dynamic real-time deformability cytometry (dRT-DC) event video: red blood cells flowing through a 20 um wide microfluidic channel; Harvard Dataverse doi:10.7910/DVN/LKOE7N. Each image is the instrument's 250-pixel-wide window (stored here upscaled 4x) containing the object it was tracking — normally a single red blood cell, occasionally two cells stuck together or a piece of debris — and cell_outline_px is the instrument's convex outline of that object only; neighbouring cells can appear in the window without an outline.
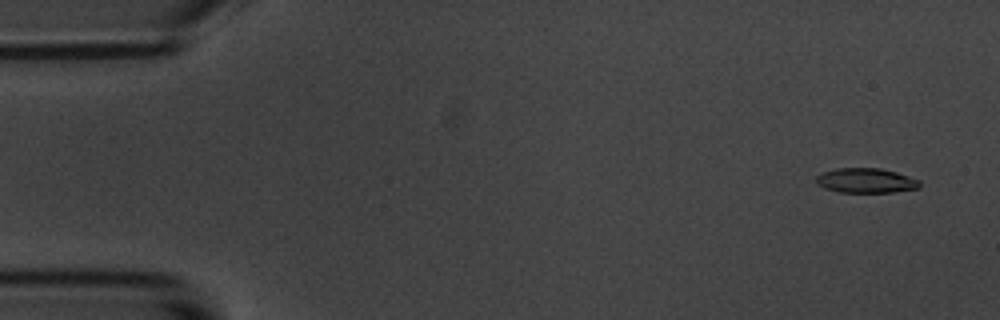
{"species": "common noctule bat (a hibernating species)", "species_latin": "Nyctalus noctula", "temperature_condition": "room temperature", "stored_images_in_passage": 56, "camera_frame_rate_fps": 3000, "um_per_image_px": 0.085, "animal": {"sex": "male", "body_mass_g": 20.1, "forearm_length_mm": 53.5}, "frame": {"image": 1, "passage_image": 3, "time_ms": 0.667, "image_size_px": [1000, 320], "cell_outline_px": [[920, 188], [892, 192], [840, 192], [824, 188], [816, 184], [816, 176], [824, 172], [836, 168], [880, 168], [896, 172], [920, 180]], "centroid_in_image_um": [73.6, 15.35], "position_along_channel_um": 11.4, "area_um2": 14.91}}
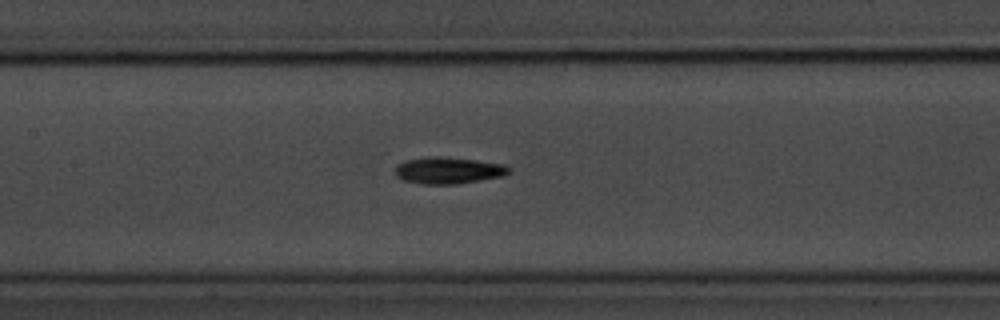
{"frame": {"image": 2, "passage_image": 26, "time_ms": 8.333, "image_size_px": [1000, 320], "cell_outline_px": [[512, 168], [504, 176], [456, 184], [420, 184], [404, 180], [396, 176], [392, 172], [396, 164], [404, 160], [428, 156], [440, 156], [476, 160], [504, 164]], "centroid_in_image_um": [38.05, 14.48], "position_along_channel_um": 169.4, "area_um2": 17.98}}
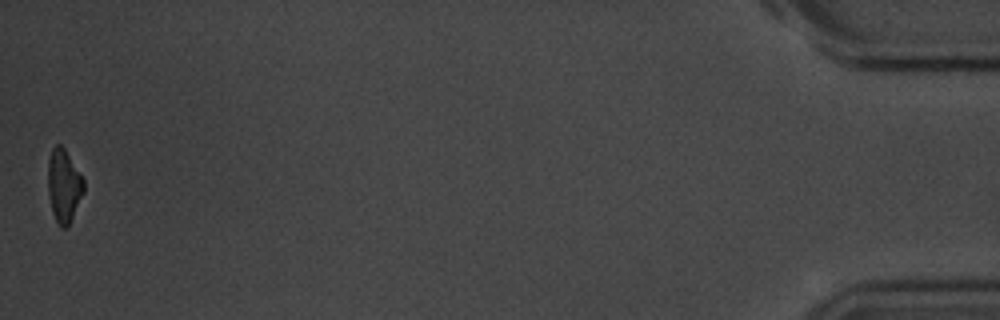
{"frame": {"image": 3, "passage_image": 56, "time_ms": 18.333, "image_size_px": [1000, 320], "cell_outline_px": [[84, 192], [68, 228], [60, 228], [52, 212], [48, 192], [48, 160], [52, 148], [56, 144], [60, 144], [64, 148], [84, 180]], "centroid_in_image_um": [5.42, 15.81], "position_along_channel_um": 429.8, "area_um2": 15.26}, "authors_computed_cell_mechanics": {"area_um2": 16.2996, "velocity_mm_per_s": 3.565, "shape_relaxation_time_tau1_ms": 2.9402, "shape_relaxation_time_tau2_ms": null, "deformation_change_tau1": 0.1555, "deformation_change_tau2": null}}